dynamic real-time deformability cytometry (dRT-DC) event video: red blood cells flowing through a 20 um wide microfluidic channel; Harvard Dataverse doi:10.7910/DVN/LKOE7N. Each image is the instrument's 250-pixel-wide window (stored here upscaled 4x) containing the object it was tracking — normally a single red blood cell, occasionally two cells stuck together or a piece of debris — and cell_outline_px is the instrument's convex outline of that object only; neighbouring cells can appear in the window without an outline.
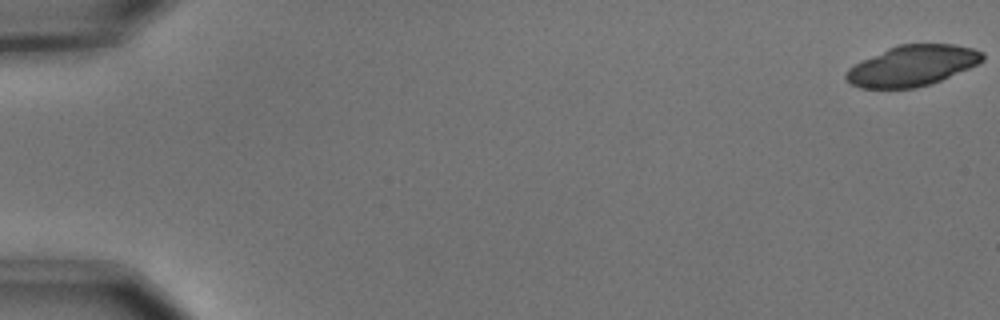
{"species": "common noctule bat (a hibernating species)", "species_latin": "Nyctalus noctula", "temperature_condition": "cold", "stored_images_in_passage": 55, "camera_frame_rate_fps": 3000, "um_per_image_px": 0.085, "animal": {"sex": "male", "body_mass_g": 15.6}, "frame": {"image": 1, "passage_image": 1, "time_ms": 0.0, "image_size_px": [1000, 320], "cell_outline_px": [[984, 60], [968, 68], [932, 84], [916, 88], [860, 88], [852, 84], [844, 76], [848, 68], [888, 48], [900, 44], [952, 44], [972, 48], [984, 52]], "centroid_in_image_um": [77.56, 5.59], "position_along_channel_um": 7.4, "area_um2": 31.96}}